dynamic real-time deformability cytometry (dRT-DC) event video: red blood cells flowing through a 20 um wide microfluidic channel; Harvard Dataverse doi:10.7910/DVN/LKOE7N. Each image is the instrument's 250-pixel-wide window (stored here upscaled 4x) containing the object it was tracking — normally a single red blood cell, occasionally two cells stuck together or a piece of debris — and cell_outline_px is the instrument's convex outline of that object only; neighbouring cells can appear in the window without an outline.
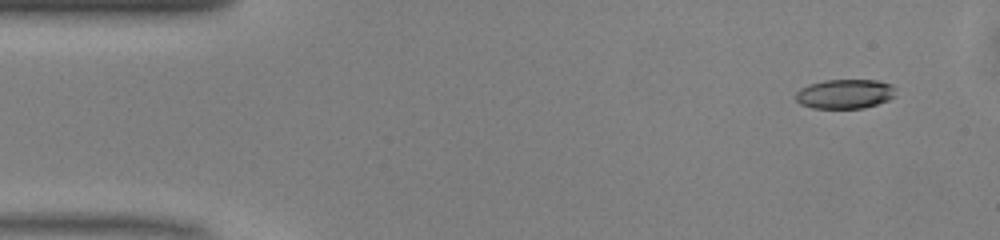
{"species": "common noctule bat (a hibernating species)", "species_latin": "Nyctalus noctula", "temperature_condition": "warm", "stored_images_in_passage": 48, "camera_frame_rate_fps": 3000, "um_per_image_px": 0.085, "animal": {"sex": "male", "body_mass_g": 13.0, "forearm_length_mm": 53.1}, "frame": {"image": 1, "passage_image": 2, "time_ms": 0.333, "image_size_px": [1000, 240], "cell_outline_px": [[896, 96], [888, 100], [864, 108], [812, 108], [800, 104], [796, 100], [796, 92], [800, 88], [808, 84], [824, 80], [876, 80], [892, 84]], "centroid_in_image_um": [71.8, 7.98], "position_along_channel_um": 13.2, "area_um2": 17.22}}
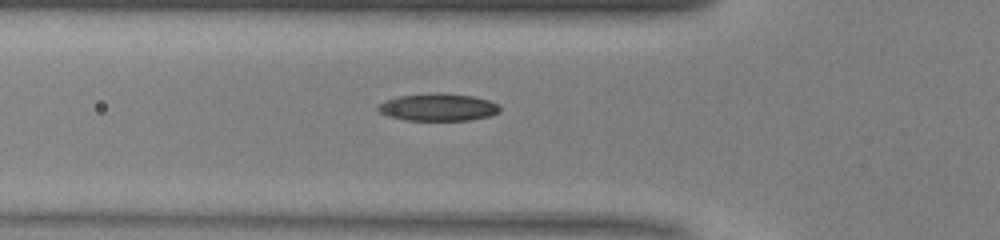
{"frame": {"image": 2, "passage_image": 15, "time_ms": 4.667, "image_size_px": [1000, 240], "cell_outline_px": [[500, 112], [492, 116], [468, 120], [404, 120], [388, 116], [380, 112], [376, 108], [376, 104], [384, 100], [396, 96], [472, 96], [488, 100], [500, 104]], "centroid_in_image_um": [37.23, 9.17], "position_along_channel_um": 88.6, "area_um2": 18.67}}
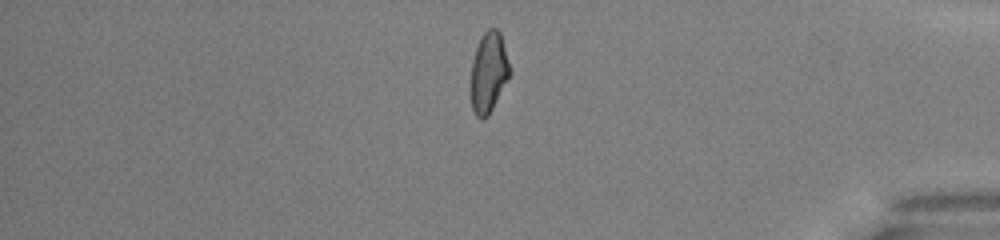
{"frame": {"image": 3, "passage_image": 40, "time_ms": 13.0, "image_size_px": [1000, 240], "cell_outline_px": [[512, 72], [488, 116], [484, 120], [480, 120], [476, 116], [472, 108], [472, 60], [476, 48], [484, 32], [488, 28], [496, 28], [500, 32]], "centroid_in_image_um": [41.56, 6.16], "position_along_channel_um": 393.6, "area_um2": 18.09}, "authors_computed_cell_mechanics": {"area_um2": 18.6116, "velocity_mm_per_s": 4.0971, "shape_relaxation_time_tau1_ms": 5.1089, "shape_relaxation_time_tau2_ms": 3.1284, "deformation_change_tau1": 0.1731, "deformation_change_tau2": 0.1003}}